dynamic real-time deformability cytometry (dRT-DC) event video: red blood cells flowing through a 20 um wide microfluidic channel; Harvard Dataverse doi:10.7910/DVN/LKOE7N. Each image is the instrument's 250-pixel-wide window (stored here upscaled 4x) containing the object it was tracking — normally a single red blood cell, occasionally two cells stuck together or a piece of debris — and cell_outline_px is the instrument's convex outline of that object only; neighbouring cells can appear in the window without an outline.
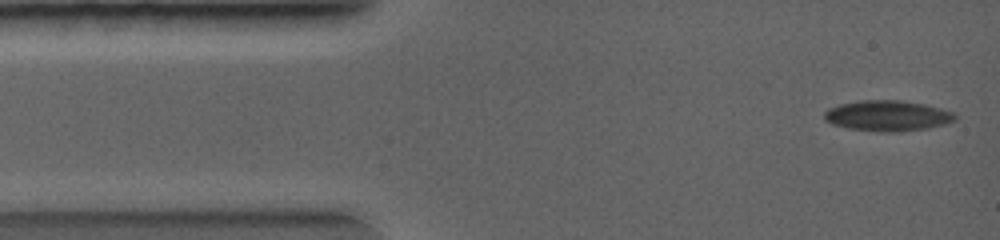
{"species": "common noctule bat (a hibernating species)", "species_latin": "Nyctalus noctula", "temperature_condition": "warm", "stored_images_in_passage": 35, "camera_frame_rate_fps": 5000, "um_per_image_px": 0.085, "animal": {"sex": "female", "body_mass_g": 19.0, "forearm_length_mm": 56.7}, "frame": {"image": 1, "passage_image": 1, "time_ms": 0.0, "image_size_px": [1000, 240], "cell_outline_px": [[956, 120], [944, 124], [928, 128], [900, 132], [880, 132], [848, 128], [832, 124], [824, 120], [824, 112], [828, 108], [840, 104], [860, 100], [900, 100], [924, 104], [940, 108], [952, 112], [956, 116]], "centroid_in_image_um": [75.42, 9.84], "position_along_channel_um": 9.6, "area_um2": 23.41}}
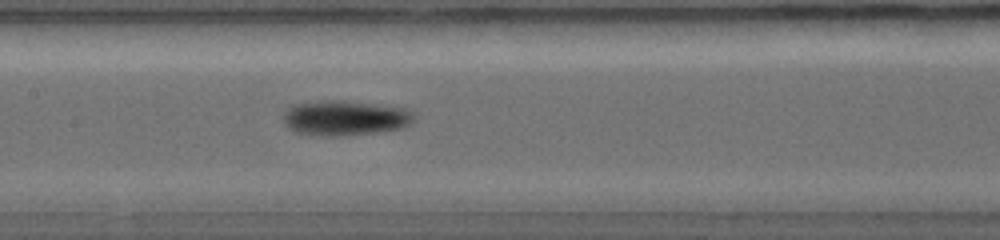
{"frame": {"image": 2, "passage_image": 14, "time_ms": 4.0, "image_size_px": [1000, 240], "cell_outline_px": [[416, 112], [412, 124], [404, 128], [372, 132], [332, 136], [296, 132], [288, 128], [284, 124], [284, 112], [292, 104], [324, 100], [340, 100], [376, 104], [408, 108]], "centroid_in_image_um": [29.37, 10.0], "position_along_channel_um": 178.0, "area_um2": 26.7}}
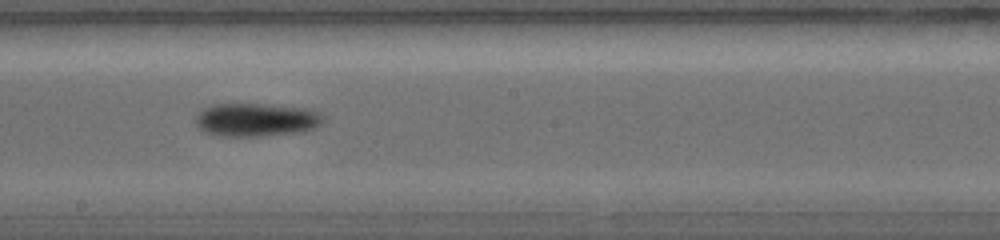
{"frame": {"image": 3, "passage_image": 17, "time_ms": 4.8, "image_size_px": [1000, 240], "cell_outline_px": [[324, 120], [316, 128], [304, 132], [256, 136], [224, 136], [204, 132], [196, 124], [196, 116], [204, 108], [212, 104], [264, 104], [308, 108], [320, 112], [324, 116]], "centroid_in_image_um": [21.83, 10.18], "position_along_channel_um": 226.4, "area_um2": 24.91}}